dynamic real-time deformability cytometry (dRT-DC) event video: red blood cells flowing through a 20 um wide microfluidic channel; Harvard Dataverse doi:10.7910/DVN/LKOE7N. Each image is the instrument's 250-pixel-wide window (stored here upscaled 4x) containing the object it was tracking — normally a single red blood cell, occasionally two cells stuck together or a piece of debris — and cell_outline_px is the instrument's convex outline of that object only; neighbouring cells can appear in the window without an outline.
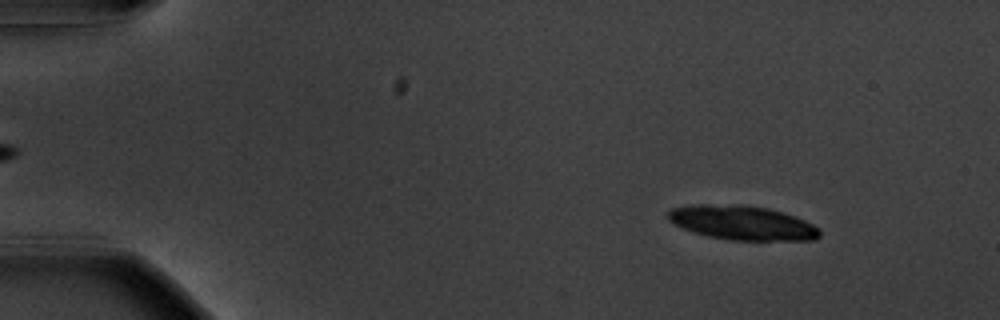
{"species": "common noctule bat (a hibernating species)", "species_latin": "Nyctalus noctula", "temperature_condition": "warm", "stored_images_in_passage": 26, "camera_frame_rate_fps": 3000, "um_per_image_px": 0.085, "animal": {"sex": "male", "body_mass_g": 20.1, "forearm_length_mm": 53.5}, "frame": {"image": 1, "passage_image": 7, "time_ms": 2.0, "image_size_px": [1000, 320], "cell_outline_px": [[820, 236], [816, 240], [728, 240], [708, 236], [692, 232], [680, 228], [672, 224], [668, 220], [668, 212], [672, 208], [692, 204], [744, 204], [768, 208], [804, 220], [820, 228]], "centroid_in_image_um": [63.04, 18.93], "position_along_channel_um": 22.0, "area_um2": 30.58}}